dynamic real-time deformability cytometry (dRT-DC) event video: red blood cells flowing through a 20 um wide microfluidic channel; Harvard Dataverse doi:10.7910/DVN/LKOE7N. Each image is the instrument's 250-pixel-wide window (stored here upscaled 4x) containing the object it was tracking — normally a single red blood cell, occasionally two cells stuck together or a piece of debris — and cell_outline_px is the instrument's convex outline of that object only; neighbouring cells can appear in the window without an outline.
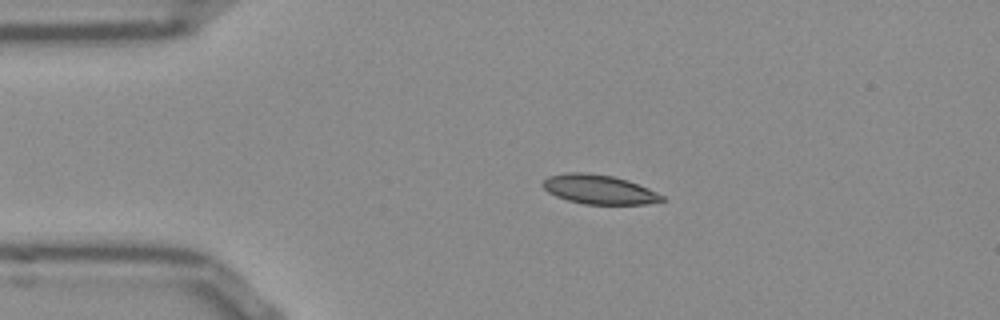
{"species": "Egyptian fruit bat (a non-hibernating species)", "species_latin": "Rousettus aegyptiacus", "temperature_condition": "room temperature", "stored_images_in_passage": 43, "camera_frame_rate_fps": 3000, "um_per_image_px": 0.085, "frame": {"image": 1, "passage_image": 1, "time_ms": 0.0, "image_size_px": [1000, 320], "cell_outline_px": [[664, 200], [644, 204], [584, 204], [568, 200], [556, 196], [548, 192], [540, 184], [548, 176], [564, 172], [584, 172], [612, 176], [628, 180], [648, 188], [664, 196]], "centroid_in_image_um": [50.87, 16.09], "position_along_channel_um": 34.1, "area_um2": 20.29}}
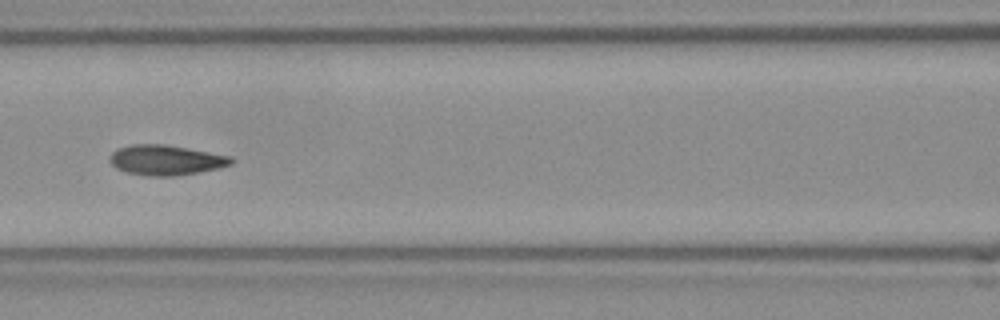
{"frame": {"image": 2, "passage_image": 13, "time_ms": 4.0, "image_size_px": [1000, 320], "cell_outline_px": [[232, 164], [216, 168], [196, 172], [172, 176], [148, 176], [128, 172], [116, 168], [108, 160], [108, 156], [116, 148], [132, 144], [164, 144], [188, 148], [232, 156]], "centroid_in_image_um": [14.04, 13.59], "position_along_channel_um": 152.6, "area_um2": 21.21}}
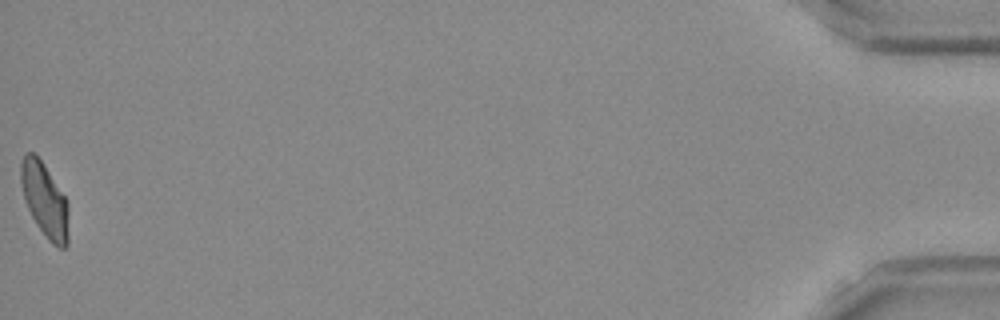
{"frame": {"image": 3, "passage_image": 43, "time_ms": 14.0, "image_size_px": [1000, 320], "cell_outline_px": [[68, 244], [64, 248], [60, 248], [52, 244], [48, 240], [36, 224], [24, 200], [20, 180], [20, 164], [24, 156], [28, 152], [36, 152], [44, 164], [64, 196], [68, 204]], "centroid_in_image_um": [3.79, 17.0], "position_along_channel_um": 431.4, "area_um2": 20.69}, "authors_computed_cell_mechanics": {"area_um2": 20.6924, "velocity_mm_per_s": 3.8435, "shape_relaxation_time_tau1_ms": 6.7568, "shape_relaxation_time_tau2_ms": 2.2109, "deformation_change_tau1": 0.1656, "deformation_change_tau2": 0.067}}